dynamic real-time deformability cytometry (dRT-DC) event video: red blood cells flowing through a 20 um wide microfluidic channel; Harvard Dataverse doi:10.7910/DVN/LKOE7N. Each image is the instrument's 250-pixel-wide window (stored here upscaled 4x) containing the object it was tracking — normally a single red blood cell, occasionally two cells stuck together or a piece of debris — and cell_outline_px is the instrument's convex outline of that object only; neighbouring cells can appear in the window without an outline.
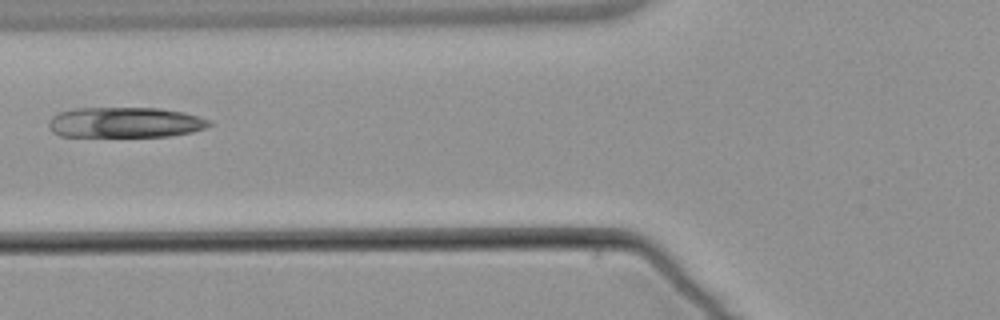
{"species": "common noctule bat (a hibernating species)", "species_latin": "Nyctalus noctula", "temperature_condition": "warm", "stored_images_in_passage": 3, "camera_frame_rate_fps": 3000, "um_per_image_px": 0.085, "animal": {"sex": "male", "body_mass_g": 21.5, "forearm_length_mm": 52.0}, "frame": {"image": 1, "passage_image": 3, "time_ms": 2.333, "image_size_px": [1000, 320], "cell_outline_px": [[212, 124], [204, 128], [192, 132], [168, 136], [60, 136], [52, 132], [48, 124], [48, 120], [52, 116], [60, 112], [76, 108], [160, 108], [184, 112], [212, 120]], "centroid_in_image_um": [10.64, 10.4], "position_along_channel_um": 115.2, "area_um2": 28.55}}